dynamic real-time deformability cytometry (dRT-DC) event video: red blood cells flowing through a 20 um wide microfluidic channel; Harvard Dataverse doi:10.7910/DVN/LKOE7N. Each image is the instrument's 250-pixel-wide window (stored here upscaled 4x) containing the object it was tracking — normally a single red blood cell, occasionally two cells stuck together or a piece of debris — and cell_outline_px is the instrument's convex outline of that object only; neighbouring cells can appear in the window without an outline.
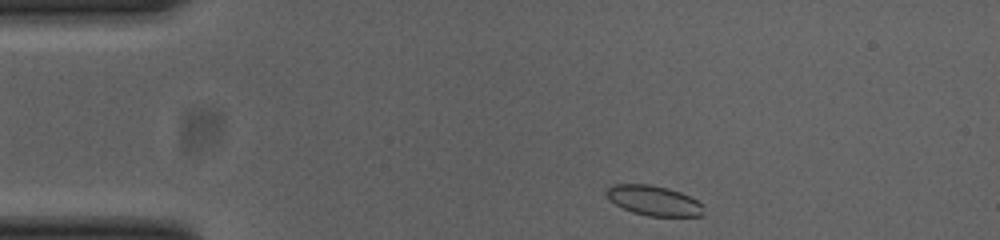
{"species": "common noctule bat (a hibernating species)", "species_latin": "Nyctalus noctula", "temperature_condition": "cold", "stored_images_in_passage": 39, "camera_frame_rate_fps": 3000, "um_per_image_px": 0.085, "animal": {"sex": "female", "body_mass_g": 23.0, "forearm_length_mm": 53.4}, "frame": {"image": 1, "passage_image": 1, "time_ms": 0.0, "image_size_px": [1000, 240], "cell_outline_px": [[704, 216], [648, 216], [632, 212], [616, 204], [604, 192], [612, 184], [648, 184], [668, 188], [680, 192], [704, 204]], "centroid_in_image_um": [55.61, 17.05], "position_along_channel_um": 29.4, "area_um2": 16.94}}
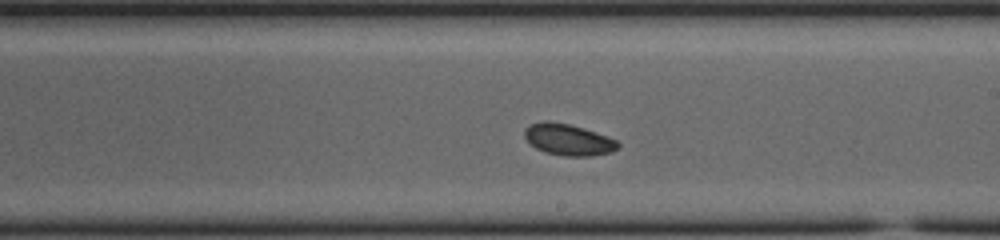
{"frame": {"image": 2, "passage_image": 22, "time_ms": 7.0, "image_size_px": [1000, 240], "cell_outline_px": [[620, 144], [612, 152], [592, 156], [564, 156], [544, 152], [536, 148], [524, 136], [524, 128], [532, 124], [544, 120], [548, 120], [568, 124], [584, 128], [608, 136], [616, 140]], "centroid_in_image_um": [48.31, 11.87], "position_along_channel_um": 240.7, "area_um2": 17.11}}
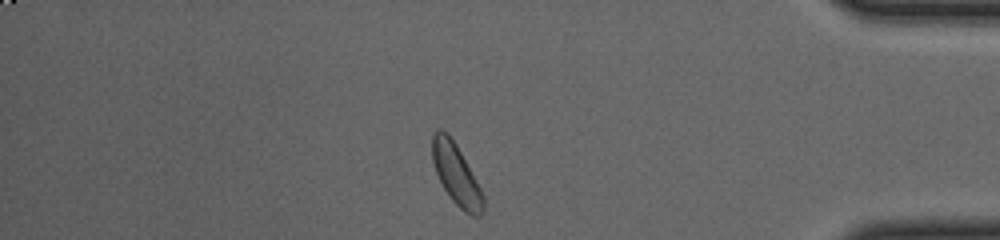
{"frame": {"image": 3, "passage_image": 37, "time_ms": 12.0, "image_size_px": [1000, 240], "cell_outline_px": [[484, 212], [480, 216], [472, 216], [464, 212], [452, 200], [444, 188], [436, 172], [432, 160], [432, 136], [436, 128], [440, 128], [448, 132], [456, 144], [476, 180], [484, 196]], "centroid_in_image_um": [38.77, 14.82], "position_along_channel_um": 396.4, "area_um2": 18.03}, "authors_computed_cell_mechanics": {"area_um2": 17.2822, "velocity_mm_per_s": 3.8117, "shape_relaxation_time_tau1_ms": 2.5173, "shape_relaxation_time_tau2_ms": null, "deformation_change_tau1": 0.064, "deformation_change_tau2": null}}